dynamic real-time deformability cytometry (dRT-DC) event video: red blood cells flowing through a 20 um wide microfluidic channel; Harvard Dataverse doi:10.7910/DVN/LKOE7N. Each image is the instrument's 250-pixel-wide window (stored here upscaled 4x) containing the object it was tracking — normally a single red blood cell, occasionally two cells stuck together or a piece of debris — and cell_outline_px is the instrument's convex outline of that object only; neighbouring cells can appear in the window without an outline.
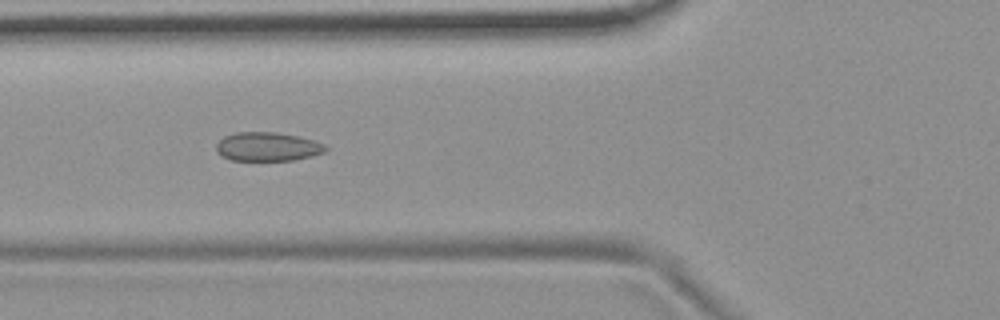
{"species": "common noctule bat (a hibernating species)", "species_latin": "Nyctalus noctula", "temperature_condition": "room temperature", "stored_images_in_passage": 4, "camera_frame_rate_fps": 3000, "um_per_image_px": 0.085, "animal": {"sex": "female", "body_mass_g": 19.9}, "frame": {"image": 1, "passage_image": 3, "time_ms": 0.667, "image_size_px": [1000, 320], "cell_outline_px": [[328, 148], [324, 152], [312, 156], [292, 160], [232, 160], [216, 152], [216, 144], [224, 136], [236, 132], [276, 132], [296, 136], [312, 140], [324, 144]], "centroid_in_image_um": [22.73, 12.46], "position_along_channel_um": 103.1, "area_um2": 18.21}}
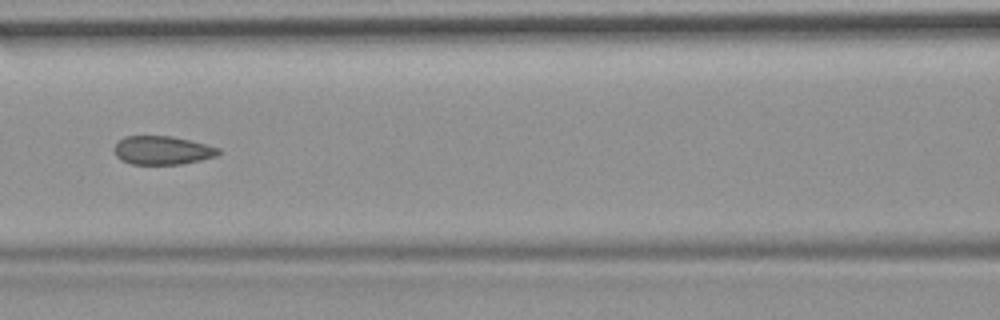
{"frame": {"image": 2, "passage_image": 4, "time_ms": 1.0, "image_size_px": [1000, 320], "cell_outline_px": [[220, 152], [216, 156], [200, 160], [180, 164], [132, 164], [120, 160], [116, 156], [112, 148], [124, 136], [172, 136], [220, 148]], "centroid_in_image_um": [13.76, 12.78], "position_along_channel_um": 152.8, "area_um2": 17.28}}